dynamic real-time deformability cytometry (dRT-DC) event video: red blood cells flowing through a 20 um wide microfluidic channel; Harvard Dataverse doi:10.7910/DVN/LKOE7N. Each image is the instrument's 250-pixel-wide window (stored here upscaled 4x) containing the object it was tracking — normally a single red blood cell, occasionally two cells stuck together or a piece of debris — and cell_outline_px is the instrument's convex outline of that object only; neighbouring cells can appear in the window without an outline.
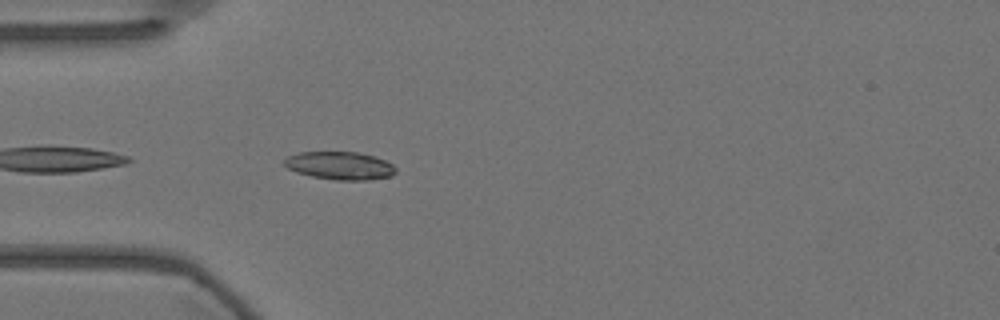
{"species": "Egyptian fruit bat (a non-hibernating species)", "species_latin": "Rousettus aegyptiacus", "temperature_condition": "warm", "stored_images_in_passage": 42, "camera_frame_rate_fps": 3000, "um_per_image_px": 0.085, "animal": {"sex": "female"}, "frame": {"image": 1, "passage_image": 2, "time_ms": 0.333, "image_size_px": [1000, 320], "cell_outline_px": [[396, 172], [392, 176], [368, 180], [336, 180], [312, 176], [296, 172], [288, 168], [284, 164], [284, 160], [288, 156], [300, 152], [356, 152], [372, 156], [384, 160], [392, 164], [396, 168]], "centroid_in_image_um": [28.9, 14.08], "position_along_channel_um": 56.1, "area_um2": 18.03}}
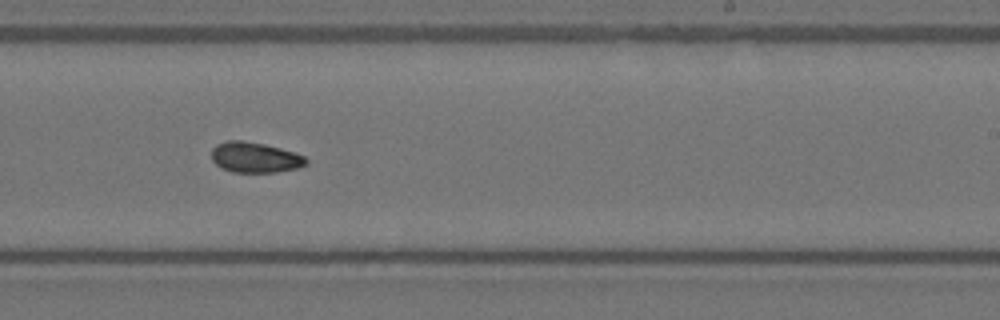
{"frame": {"image": 2, "passage_image": 20, "time_ms": 6.333, "image_size_px": [1000, 320], "cell_outline_px": [[308, 164], [296, 168], [276, 172], [232, 172], [220, 168], [212, 160], [212, 148], [216, 144], [228, 140], [240, 140], [264, 144], [296, 152], [304, 156], [308, 160]], "centroid_in_image_um": [21.67, 13.38], "position_along_channel_um": 267.3, "area_um2": 16.88}}
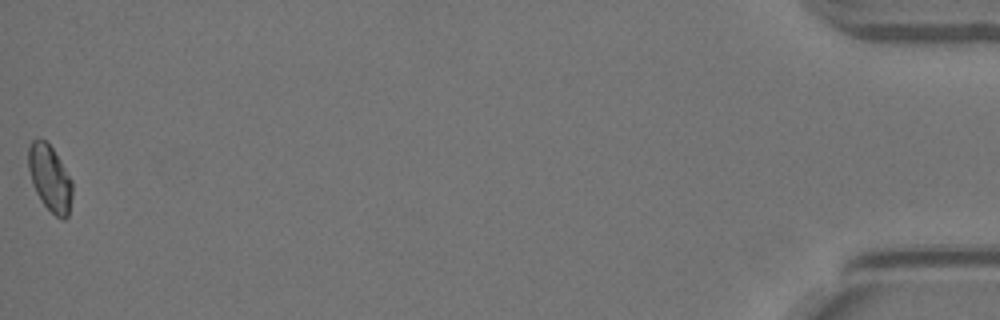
{"frame": {"image": 3, "passage_image": 42, "time_ms": 13.667, "image_size_px": [1000, 320], "cell_outline_px": [[72, 196], [68, 216], [64, 220], [60, 220], [44, 204], [36, 192], [32, 184], [28, 168], [28, 148], [32, 140], [44, 140], [52, 148], [60, 160], [72, 180]], "centroid_in_image_um": [4.24, 15.17], "position_along_channel_um": 431.0, "area_um2": 16.82}, "authors_computed_cell_mechanics": {"area_um2": 16.8487, "velocity_mm_per_s": 3.5924, "shape_relaxation_time_tau1_ms": 7.4582, "shape_relaxation_time_tau2_ms": 6.3691, "deformation_change_tau1": 0.142, "deformation_change_tau2": 0.0994}}